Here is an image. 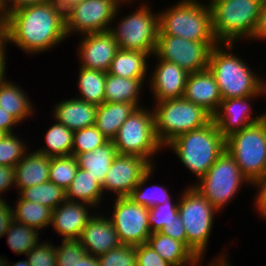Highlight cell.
Instances as JSON below:
<instances>
[{
  "label": "cell",
  "mask_w": 266,
  "mask_h": 266,
  "mask_svg": "<svg viewBox=\"0 0 266 266\" xmlns=\"http://www.w3.org/2000/svg\"><path fill=\"white\" fill-rule=\"evenodd\" d=\"M9 11L5 4V0H0V27H2L8 18Z\"/></svg>",
  "instance_id": "obj_55"
},
{
  "label": "cell",
  "mask_w": 266,
  "mask_h": 266,
  "mask_svg": "<svg viewBox=\"0 0 266 266\" xmlns=\"http://www.w3.org/2000/svg\"><path fill=\"white\" fill-rule=\"evenodd\" d=\"M180 196L178 215L186 231V246L198 258H204L214 228V217L219 211L192 185Z\"/></svg>",
  "instance_id": "obj_7"
},
{
  "label": "cell",
  "mask_w": 266,
  "mask_h": 266,
  "mask_svg": "<svg viewBox=\"0 0 266 266\" xmlns=\"http://www.w3.org/2000/svg\"><path fill=\"white\" fill-rule=\"evenodd\" d=\"M94 213L78 240L87 254L98 257L119 247L121 242L108 215L105 217L103 214H96L95 211Z\"/></svg>",
  "instance_id": "obj_20"
},
{
  "label": "cell",
  "mask_w": 266,
  "mask_h": 266,
  "mask_svg": "<svg viewBox=\"0 0 266 266\" xmlns=\"http://www.w3.org/2000/svg\"><path fill=\"white\" fill-rule=\"evenodd\" d=\"M51 1L55 2L65 12L68 8L83 0H51Z\"/></svg>",
  "instance_id": "obj_56"
},
{
  "label": "cell",
  "mask_w": 266,
  "mask_h": 266,
  "mask_svg": "<svg viewBox=\"0 0 266 266\" xmlns=\"http://www.w3.org/2000/svg\"><path fill=\"white\" fill-rule=\"evenodd\" d=\"M144 4L141 3L140 7L125 15L116 25L111 24L109 32L116 39L119 49L141 51L151 56L157 45L159 15L158 12L153 13L148 3Z\"/></svg>",
  "instance_id": "obj_11"
},
{
  "label": "cell",
  "mask_w": 266,
  "mask_h": 266,
  "mask_svg": "<svg viewBox=\"0 0 266 266\" xmlns=\"http://www.w3.org/2000/svg\"><path fill=\"white\" fill-rule=\"evenodd\" d=\"M1 32L26 54L50 51L66 40L65 12L53 1L9 13Z\"/></svg>",
  "instance_id": "obj_1"
},
{
  "label": "cell",
  "mask_w": 266,
  "mask_h": 266,
  "mask_svg": "<svg viewBox=\"0 0 266 266\" xmlns=\"http://www.w3.org/2000/svg\"><path fill=\"white\" fill-rule=\"evenodd\" d=\"M160 232L186 245V231L179 215L173 223L164 226Z\"/></svg>",
  "instance_id": "obj_45"
},
{
  "label": "cell",
  "mask_w": 266,
  "mask_h": 266,
  "mask_svg": "<svg viewBox=\"0 0 266 266\" xmlns=\"http://www.w3.org/2000/svg\"><path fill=\"white\" fill-rule=\"evenodd\" d=\"M242 174L254 186L266 178V121L261 120L225 139Z\"/></svg>",
  "instance_id": "obj_8"
},
{
  "label": "cell",
  "mask_w": 266,
  "mask_h": 266,
  "mask_svg": "<svg viewBox=\"0 0 266 266\" xmlns=\"http://www.w3.org/2000/svg\"><path fill=\"white\" fill-rule=\"evenodd\" d=\"M74 266H100V263L97 257L85 253Z\"/></svg>",
  "instance_id": "obj_53"
},
{
  "label": "cell",
  "mask_w": 266,
  "mask_h": 266,
  "mask_svg": "<svg viewBox=\"0 0 266 266\" xmlns=\"http://www.w3.org/2000/svg\"><path fill=\"white\" fill-rule=\"evenodd\" d=\"M77 56L80 67L108 72L119 46L109 31L80 35Z\"/></svg>",
  "instance_id": "obj_18"
},
{
  "label": "cell",
  "mask_w": 266,
  "mask_h": 266,
  "mask_svg": "<svg viewBox=\"0 0 266 266\" xmlns=\"http://www.w3.org/2000/svg\"><path fill=\"white\" fill-rule=\"evenodd\" d=\"M78 70L77 88L80 94L76 98L97 106L104 103L106 72L82 67Z\"/></svg>",
  "instance_id": "obj_31"
},
{
  "label": "cell",
  "mask_w": 266,
  "mask_h": 266,
  "mask_svg": "<svg viewBox=\"0 0 266 266\" xmlns=\"http://www.w3.org/2000/svg\"><path fill=\"white\" fill-rule=\"evenodd\" d=\"M103 195L101 184L81 168L77 170L75 178L66 189V200L90 204L94 209L100 207L99 204L102 205Z\"/></svg>",
  "instance_id": "obj_30"
},
{
  "label": "cell",
  "mask_w": 266,
  "mask_h": 266,
  "mask_svg": "<svg viewBox=\"0 0 266 266\" xmlns=\"http://www.w3.org/2000/svg\"><path fill=\"white\" fill-rule=\"evenodd\" d=\"M9 44L7 37L0 32V83L6 81V65H7V55H6V45ZM6 50V51H5Z\"/></svg>",
  "instance_id": "obj_50"
},
{
  "label": "cell",
  "mask_w": 266,
  "mask_h": 266,
  "mask_svg": "<svg viewBox=\"0 0 266 266\" xmlns=\"http://www.w3.org/2000/svg\"><path fill=\"white\" fill-rule=\"evenodd\" d=\"M8 133L2 129H0V141L3 140Z\"/></svg>",
  "instance_id": "obj_59"
},
{
  "label": "cell",
  "mask_w": 266,
  "mask_h": 266,
  "mask_svg": "<svg viewBox=\"0 0 266 266\" xmlns=\"http://www.w3.org/2000/svg\"><path fill=\"white\" fill-rule=\"evenodd\" d=\"M10 261H8L7 259H5V266H29V262H28V260L27 259H25V260H20V261H17L16 263L14 262V263H12V262H10ZM11 264V265H10Z\"/></svg>",
  "instance_id": "obj_58"
},
{
  "label": "cell",
  "mask_w": 266,
  "mask_h": 266,
  "mask_svg": "<svg viewBox=\"0 0 266 266\" xmlns=\"http://www.w3.org/2000/svg\"><path fill=\"white\" fill-rule=\"evenodd\" d=\"M85 253L79 240H61L56 246L57 266H74Z\"/></svg>",
  "instance_id": "obj_43"
},
{
  "label": "cell",
  "mask_w": 266,
  "mask_h": 266,
  "mask_svg": "<svg viewBox=\"0 0 266 266\" xmlns=\"http://www.w3.org/2000/svg\"><path fill=\"white\" fill-rule=\"evenodd\" d=\"M108 140L95 125L74 131L71 155L94 151Z\"/></svg>",
  "instance_id": "obj_38"
},
{
  "label": "cell",
  "mask_w": 266,
  "mask_h": 266,
  "mask_svg": "<svg viewBox=\"0 0 266 266\" xmlns=\"http://www.w3.org/2000/svg\"><path fill=\"white\" fill-rule=\"evenodd\" d=\"M25 256L29 266H57L56 246L49 241L39 242Z\"/></svg>",
  "instance_id": "obj_42"
},
{
  "label": "cell",
  "mask_w": 266,
  "mask_h": 266,
  "mask_svg": "<svg viewBox=\"0 0 266 266\" xmlns=\"http://www.w3.org/2000/svg\"><path fill=\"white\" fill-rule=\"evenodd\" d=\"M16 204L13 207V218L15 221L38 231H42L51 225L53 211L51 208L40 203L23 200L19 195Z\"/></svg>",
  "instance_id": "obj_32"
},
{
  "label": "cell",
  "mask_w": 266,
  "mask_h": 266,
  "mask_svg": "<svg viewBox=\"0 0 266 266\" xmlns=\"http://www.w3.org/2000/svg\"><path fill=\"white\" fill-rule=\"evenodd\" d=\"M253 187L257 188V193L254 196V205L259 212L260 217L266 220V178L256 183Z\"/></svg>",
  "instance_id": "obj_48"
},
{
  "label": "cell",
  "mask_w": 266,
  "mask_h": 266,
  "mask_svg": "<svg viewBox=\"0 0 266 266\" xmlns=\"http://www.w3.org/2000/svg\"><path fill=\"white\" fill-rule=\"evenodd\" d=\"M10 133L0 141V165L7 167H15V165L24 158L28 152L27 145L24 144L22 138ZM19 137V138H18Z\"/></svg>",
  "instance_id": "obj_39"
},
{
  "label": "cell",
  "mask_w": 266,
  "mask_h": 266,
  "mask_svg": "<svg viewBox=\"0 0 266 266\" xmlns=\"http://www.w3.org/2000/svg\"><path fill=\"white\" fill-rule=\"evenodd\" d=\"M20 123L9 113L2 110L0 107V129L6 131L8 134L14 133L13 128Z\"/></svg>",
  "instance_id": "obj_51"
},
{
  "label": "cell",
  "mask_w": 266,
  "mask_h": 266,
  "mask_svg": "<svg viewBox=\"0 0 266 266\" xmlns=\"http://www.w3.org/2000/svg\"><path fill=\"white\" fill-rule=\"evenodd\" d=\"M136 108L135 104L130 103L104 102L97 106L95 126L106 138L113 140L121 125Z\"/></svg>",
  "instance_id": "obj_26"
},
{
  "label": "cell",
  "mask_w": 266,
  "mask_h": 266,
  "mask_svg": "<svg viewBox=\"0 0 266 266\" xmlns=\"http://www.w3.org/2000/svg\"><path fill=\"white\" fill-rule=\"evenodd\" d=\"M226 252L227 251H223L222 254L219 253L220 256L217 255L214 258V260H212V262H210V264H208L207 266H231V263H229V261H228V256H227V253ZM226 257H227V259H226Z\"/></svg>",
  "instance_id": "obj_54"
},
{
  "label": "cell",
  "mask_w": 266,
  "mask_h": 266,
  "mask_svg": "<svg viewBox=\"0 0 266 266\" xmlns=\"http://www.w3.org/2000/svg\"><path fill=\"white\" fill-rule=\"evenodd\" d=\"M94 206L83 202L66 200L52 211L51 225L62 240H78L84 227L93 217L90 208Z\"/></svg>",
  "instance_id": "obj_19"
},
{
  "label": "cell",
  "mask_w": 266,
  "mask_h": 266,
  "mask_svg": "<svg viewBox=\"0 0 266 266\" xmlns=\"http://www.w3.org/2000/svg\"><path fill=\"white\" fill-rule=\"evenodd\" d=\"M234 48V43H218L209 56L208 69L215 77L222 99L259 94V74L233 52Z\"/></svg>",
  "instance_id": "obj_2"
},
{
  "label": "cell",
  "mask_w": 266,
  "mask_h": 266,
  "mask_svg": "<svg viewBox=\"0 0 266 266\" xmlns=\"http://www.w3.org/2000/svg\"><path fill=\"white\" fill-rule=\"evenodd\" d=\"M26 93L23 88L9 79L0 83V107L19 123L29 119L36 110L34 102Z\"/></svg>",
  "instance_id": "obj_25"
},
{
  "label": "cell",
  "mask_w": 266,
  "mask_h": 266,
  "mask_svg": "<svg viewBox=\"0 0 266 266\" xmlns=\"http://www.w3.org/2000/svg\"><path fill=\"white\" fill-rule=\"evenodd\" d=\"M149 58L145 52L119 49L107 73L123 78L147 79Z\"/></svg>",
  "instance_id": "obj_27"
},
{
  "label": "cell",
  "mask_w": 266,
  "mask_h": 266,
  "mask_svg": "<svg viewBox=\"0 0 266 266\" xmlns=\"http://www.w3.org/2000/svg\"><path fill=\"white\" fill-rule=\"evenodd\" d=\"M219 42H196L173 35H158L154 54L189 73L208 69L212 48Z\"/></svg>",
  "instance_id": "obj_13"
},
{
  "label": "cell",
  "mask_w": 266,
  "mask_h": 266,
  "mask_svg": "<svg viewBox=\"0 0 266 266\" xmlns=\"http://www.w3.org/2000/svg\"><path fill=\"white\" fill-rule=\"evenodd\" d=\"M265 78H263L262 76L259 77V88H258V93L259 96H265L264 98H266V80L264 81ZM262 120L266 121V112H263L262 114Z\"/></svg>",
  "instance_id": "obj_57"
},
{
  "label": "cell",
  "mask_w": 266,
  "mask_h": 266,
  "mask_svg": "<svg viewBox=\"0 0 266 266\" xmlns=\"http://www.w3.org/2000/svg\"><path fill=\"white\" fill-rule=\"evenodd\" d=\"M145 81V79L123 78L106 73L104 102L130 103L141 107L139 93L142 92Z\"/></svg>",
  "instance_id": "obj_28"
},
{
  "label": "cell",
  "mask_w": 266,
  "mask_h": 266,
  "mask_svg": "<svg viewBox=\"0 0 266 266\" xmlns=\"http://www.w3.org/2000/svg\"><path fill=\"white\" fill-rule=\"evenodd\" d=\"M147 244L172 266H201L203 258H198L183 242L161 232L151 233Z\"/></svg>",
  "instance_id": "obj_24"
},
{
  "label": "cell",
  "mask_w": 266,
  "mask_h": 266,
  "mask_svg": "<svg viewBox=\"0 0 266 266\" xmlns=\"http://www.w3.org/2000/svg\"><path fill=\"white\" fill-rule=\"evenodd\" d=\"M158 35H173L196 42H218L212 29L209 2L179 0L158 12Z\"/></svg>",
  "instance_id": "obj_4"
},
{
  "label": "cell",
  "mask_w": 266,
  "mask_h": 266,
  "mask_svg": "<svg viewBox=\"0 0 266 266\" xmlns=\"http://www.w3.org/2000/svg\"><path fill=\"white\" fill-rule=\"evenodd\" d=\"M172 200L149 208V227L151 233L160 232L164 226L170 225L177 218L179 197L176 203Z\"/></svg>",
  "instance_id": "obj_40"
},
{
  "label": "cell",
  "mask_w": 266,
  "mask_h": 266,
  "mask_svg": "<svg viewBox=\"0 0 266 266\" xmlns=\"http://www.w3.org/2000/svg\"><path fill=\"white\" fill-rule=\"evenodd\" d=\"M154 56V57H153ZM157 61L149 75V88L155 102L183 98L189 72L177 64L162 60L155 54L152 55Z\"/></svg>",
  "instance_id": "obj_17"
},
{
  "label": "cell",
  "mask_w": 266,
  "mask_h": 266,
  "mask_svg": "<svg viewBox=\"0 0 266 266\" xmlns=\"http://www.w3.org/2000/svg\"><path fill=\"white\" fill-rule=\"evenodd\" d=\"M153 165L141 156L117 154L101 184L105 195L113 192L115 197H128Z\"/></svg>",
  "instance_id": "obj_15"
},
{
  "label": "cell",
  "mask_w": 266,
  "mask_h": 266,
  "mask_svg": "<svg viewBox=\"0 0 266 266\" xmlns=\"http://www.w3.org/2000/svg\"><path fill=\"white\" fill-rule=\"evenodd\" d=\"M40 232L37 229L19 223L15 220L10 224L5 236L9 248L17 255H26L40 242ZM40 235V236H39Z\"/></svg>",
  "instance_id": "obj_36"
},
{
  "label": "cell",
  "mask_w": 266,
  "mask_h": 266,
  "mask_svg": "<svg viewBox=\"0 0 266 266\" xmlns=\"http://www.w3.org/2000/svg\"><path fill=\"white\" fill-rule=\"evenodd\" d=\"M113 203L109 219L121 244L137 246L147 243L151 235L149 208L134 203L129 197H117Z\"/></svg>",
  "instance_id": "obj_14"
},
{
  "label": "cell",
  "mask_w": 266,
  "mask_h": 266,
  "mask_svg": "<svg viewBox=\"0 0 266 266\" xmlns=\"http://www.w3.org/2000/svg\"><path fill=\"white\" fill-rule=\"evenodd\" d=\"M120 1H121V2H124L125 4L127 3L126 5H128V3H129V5H131V3H132V6H133V2H132V1H134V3H135V2H137L138 0H137V1H135V0H120Z\"/></svg>",
  "instance_id": "obj_60"
},
{
  "label": "cell",
  "mask_w": 266,
  "mask_h": 266,
  "mask_svg": "<svg viewBox=\"0 0 266 266\" xmlns=\"http://www.w3.org/2000/svg\"><path fill=\"white\" fill-rule=\"evenodd\" d=\"M52 109V118L71 131L95 125L97 105L71 98L58 102Z\"/></svg>",
  "instance_id": "obj_22"
},
{
  "label": "cell",
  "mask_w": 266,
  "mask_h": 266,
  "mask_svg": "<svg viewBox=\"0 0 266 266\" xmlns=\"http://www.w3.org/2000/svg\"><path fill=\"white\" fill-rule=\"evenodd\" d=\"M97 258L100 266H137L136 246L121 244Z\"/></svg>",
  "instance_id": "obj_41"
},
{
  "label": "cell",
  "mask_w": 266,
  "mask_h": 266,
  "mask_svg": "<svg viewBox=\"0 0 266 266\" xmlns=\"http://www.w3.org/2000/svg\"><path fill=\"white\" fill-rule=\"evenodd\" d=\"M264 0H210L212 29L219 43L251 40Z\"/></svg>",
  "instance_id": "obj_5"
},
{
  "label": "cell",
  "mask_w": 266,
  "mask_h": 266,
  "mask_svg": "<svg viewBox=\"0 0 266 266\" xmlns=\"http://www.w3.org/2000/svg\"><path fill=\"white\" fill-rule=\"evenodd\" d=\"M15 185V167L0 165V199L11 187Z\"/></svg>",
  "instance_id": "obj_47"
},
{
  "label": "cell",
  "mask_w": 266,
  "mask_h": 266,
  "mask_svg": "<svg viewBox=\"0 0 266 266\" xmlns=\"http://www.w3.org/2000/svg\"><path fill=\"white\" fill-rule=\"evenodd\" d=\"M251 40H266V0L262 3L258 24Z\"/></svg>",
  "instance_id": "obj_49"
},
{
  "label": "cell",
  "mask_w": 266,
  "mask_h": 266,
  "mask_svg": "<svg viewBox=\"0 0 266 266\" xmlns=\"http://www.w3.org/2000/svg\"><path fill=\"white\" fill-rule=\"evenodd\" d=\"M143 107L131 113L112 141L117 154L141 156L155 166L153 157L164 147L155 134L153 110Z\"/></svg>",
  "instance_id": "obj_10"
},
{
  "label": "cell",
  "mask_w": 266,
  "mask_h": 266,
  "mask_svg": "<svg viewBox=\"0 0 266 266\" xmlns=\"http://www.w3.org/2000/svg\"><path fill=\"white\" fill-rule=\"evenodd\" d=\"M183 98L202 106L211 115L218 110L222 101L215 77L209 69L189 74Z\"/></svg>",
  "instance_id": "obj_21"
},
{
  "label": "cell",
  "mask_w": 266,
  "mask_h": 266,
  "mask_svg": "<svg viewBox=\"0 0 266 266\" xmlns=\"http://www.w3.org/2000/svg\"><path fill=\"white\" fill-rule=\"evenodd\" d=\"M154 169L155 167L153 166L128 196L134 203L148 208L164 204L172 199L170 191H168V188L165 186L153 184L144 188L147 181H150V178H152L151 176L154 174L153 172H155Z\"/></svg>",
  "instance_id": "obj_34"
},
{
  "label": "cell",
  "mask_w": 266,
  "mask_h": 266,
  "mask_svg": "<svg viewBox=\"0 0 266 266\" xmlns=\"http://www.w3.org/2000/svg\"><path fill=\"white\" fill-rule=\"evenodd\" d=\"M0 266H5V258L0 256Z\"/></svg>",
  "instance_id": "obj_61"
},
{
  "label": "cell",
  "mask_w": 266,
  "mask_h": 266,
  "mask_svg": "<svg viewBox=\"0 0 266 266\" xmlns=\"http://www.w3.org/2000/svg\"><path fill=\"white\" fill-rule=\"evenodd\" d=\"M13 220V207L7 200L0 199V238L6 234Z\"/></svg>",
  "instance_id": "obj_46"
},
{
  "label": "cell",
  "mask_w": 266,
  "mask_h": 266,
  "mask_svg": "<svg viewBox=\"0 0 266 266\" xmlns=\"http://www.w3.org/2000/svg\"><path fill=\"white\" fill-rule=\"evenodd\" d=\"M46 130L44 147L36 151L48 157H60L71 155L74 131L55 121Z\"/></svg>",
  "instance_id": "obj_33"
},
{
  "label": "cell",
  "mask_w": 266,
  "mask_h": 266,
  "mask_svg": "<svg viewBox=\"0 0 266 266\" xmlns=\"http://www.w3.org/2000/svg\"><path fill=\"white\" fill-rule=\"evenodd\" d=\"M260 97L255 94L247 97L222 99L218 110L212 115V121L218 127L221 135L226 139L235 132L241 131L262 120V115L253 116V102Z\"/></svg>",
  "instance_id": "obj_16"
},
{
  "label": "cell",
  "mask_w": 266,
  "mask_h": 266,
  "mask_svg": "<svg viewBox=\"0 0 266 266\" xmlns=\"http://www.w3.org/2000/svg\"><path fill=\"white\" fill-rule=\"evenodd\" d=\"M116 155L117 151L113 141L108 140L94 151L78 154L76 159L79 168L86 170L102 184Z\"/></svg>",
  "instance_id": "obj_29"
},
{
  "label": "cell",
  "mask_w": 266,
  "mask_h": 266,
  "mask_svg": "<svg viewBox=\"0 0 266 266\" xmlns=\"http://www.w3.org/2000/svg\"><path fill=\"white\" fill-rule=\"evenodd\" d=\"M18 195L23 200L40 203L54 210L62 202L66 201V191L51 181L26 187Z\"/></svg>",
  "instance_id": "obj_35"
},
{
  "label": "cell",
  "mask_w": 266,
  "mask_h": 266,
  "mask_svg": "<svg viewBox=\"0 0 266 266\" xmlns=\"http://www.w3.org/2000/svg\"><path fill=\"white\" fill-rule=\"evenodd\" d=\"M50 0H5L9 13L25 6L39 5L49 2Z\"/></svg>",
  "instance_id": "obj_52"
},
{
  "label": "cell",
  "mask_w": 266,
  "mask_h": 266,
  "mask_svg": "<svg viewBox=\"0 0 266 266\" xmlns=\"http://www.w3.org/2000/svg\"><path fill=\"white\" fill-rule=\"evenodd\" d=\"M78 169V162L74 155L52 157L49 181L66 191L75 178Z\"/></svg>",
  "instance_id": "obj_37"
},
{
  "label": "cell",
  "mask_w": 266,
  "mask_h": 266,
  "mask_svg": "<svg viewBox=\"0 0 266 266\" xmlns=\"http://www.w3.org/2000/svg\"><path fill=\"white\" fill-rule=\"evenodd\" d=\"M165 147L173 150L198 182L225 150V138L211 121L200 129L177 136Z\"/></svg>",
  "instance_id": "obj_3"
},
{
  "label": "cell",
  "mask_w": 266,
  "mask_h": 266,
  "mask_svg": "<svg viewBox=\"0 0 266 266\" xmlns=\"http://www.w3.org/2000/svg\"><path fill=\"white\" fill-rule=\"evenodd\" d=\"M153 103L155 134L164 148L177 136L200 129L212 121V115L202 106L184 98Z\"/></svg>",
  "instance_id": "obj_6"
},
{
  "label": "cell",
  "mask_w": 266,
  "mask_h": 266,
  "mask_svg": "<svg viewBox=\"0 0 266 266\" xmlns=\"http://www.w3.org/2000/svg\"><path fill=\"white\" fill-rule=\"evenodd\" d=\"M243 184L251 185L233 156L225 149L204 176L192 186L221 212L233 201Z\"/></svg>",
  "instance_id": "obj_9"
},
{
  "label": "cell",
  "mask_w": 266,
  "mask_h": 266,
  "mask_svg": "<svg viewBox=\"0 0 266 266\" xmlns=\"http://www.w3.org/2000/svg\"><path fill=\"white\" fill-rule=\"evenodd\" d=\"M136 263L137 266H172L147 243L136 246Z\"/></svg>",
  "instance_id": "obj_44"
},
{
  "label": "cell",
  "mask_w": 266,
  "mask_h": 266,
  "mask_svg": "<svg viewBox=\"0 0 266 266\" xmlns=\"http://www.w3.org/2000/svg\"><path fill=\"white\" fill-rule=\"evenodd\" d=\"M51 157L37 152L26 153L15 165V186L17 193L26 187L49 181Z\"/></svg>",
  "instance_id": "obj_23"
},
{
  "label": "cell",
  "mask_w": 266,
  "mask_h": 266,
  "mask_svg": "<svg viewBox=\"0 0 266 266\" xmlns=\"http://www.w3.org/2000/svg\"><path fill=\"white\" fill-rule=\"evenodd\" d=\"M123 4L120 0H83L74 4L65 11L67 38L76 33L109 31Z\"/></svg>",
  "instance_id": "obj_12"
}]
</instances>
